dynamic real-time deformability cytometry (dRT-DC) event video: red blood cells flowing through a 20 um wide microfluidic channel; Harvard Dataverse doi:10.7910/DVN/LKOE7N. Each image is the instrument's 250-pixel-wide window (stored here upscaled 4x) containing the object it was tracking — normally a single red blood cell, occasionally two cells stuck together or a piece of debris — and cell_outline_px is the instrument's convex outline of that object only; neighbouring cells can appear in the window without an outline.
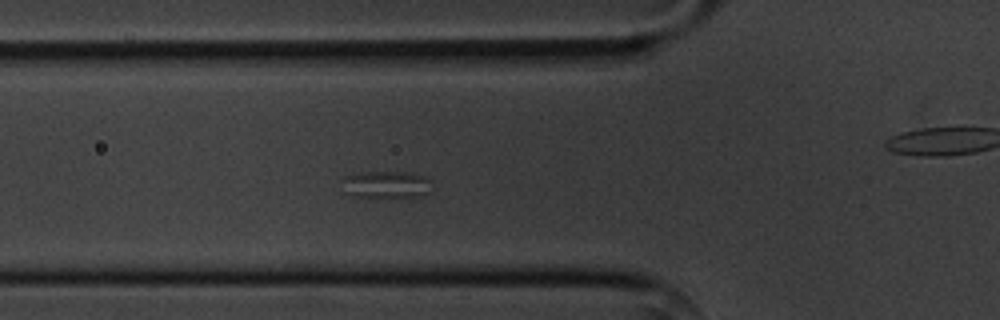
{"species": "common noctule bat (a hibernating species)", "species_latin": "Nyctalus noctula", "temperature_condition": "cold", "stored_images_in_passage": 5, "camera_frame_rate_fps": 3000, "um_per_image_px": 0.085, "animal": {"sex": "male", "body_mass_g": 20.1, "forearm_length_mm": 53.5}, "frame": {"image": 1, "passage_image": 4, "time_ms": 4.333, "image_size_px": [1000, 320], "cell_outline_px": [[432, 180], [428, 192], [420, 196], [368, 200], [344, 192], [340, 180], [344, 176], [360, 172], [412, 172], [424, 176]], "centroid_in_image_um": [32.77, 15.72], "position_along_channel_um": 93.0, "area_um2": 15.09}}